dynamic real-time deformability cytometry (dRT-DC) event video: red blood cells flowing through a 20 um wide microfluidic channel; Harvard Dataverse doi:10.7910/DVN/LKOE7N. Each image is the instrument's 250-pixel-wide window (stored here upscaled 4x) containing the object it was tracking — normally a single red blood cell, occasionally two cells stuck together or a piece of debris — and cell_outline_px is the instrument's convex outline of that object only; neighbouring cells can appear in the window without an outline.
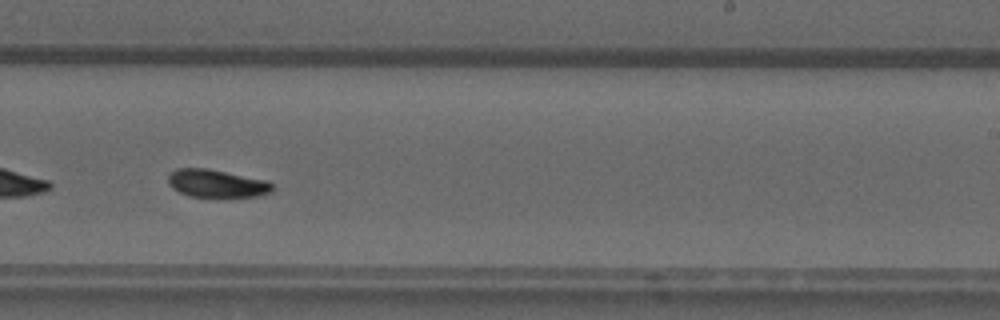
{"species": "common noctule bat (a hibernating species)", "species_latin": "Nyctalus noctula", "temperature_condition": "warm", "stored_images_in_passage": 38, "camera_frame_rate_fps": 3000, "um_per_image_px": 0.085, "animal": {"sex": "male", "forearm_length_mm": 52.5}, "frame": {"image": 1, "passage_image": 17, "time_ms": 5.333, "image_size_px": [1000, 320], "cell_outline_px": [[276, 188], [272, 192], [256, 196], [228, 200], [188, 196], [172, 188], [168, 184], [168, 176], [176, 168], [208, 168], [268, 180]], "centroid_in_image_um": [18.47, 15.64], "position_along_channel_um": 270.5, "area_um2": 17.92}, "authors_computed_cell_mechanics": {"area_um2": 16.9932, "velocity_mm_per_s": 3.9605, "shape_relaxation_time_tau1_ms": 5.1608, "shape_relaxation_time_tau2_ms": 8.1046, "deformation_change_tau1": 0.1553, "deformation_change_tau2": 0.1273}}